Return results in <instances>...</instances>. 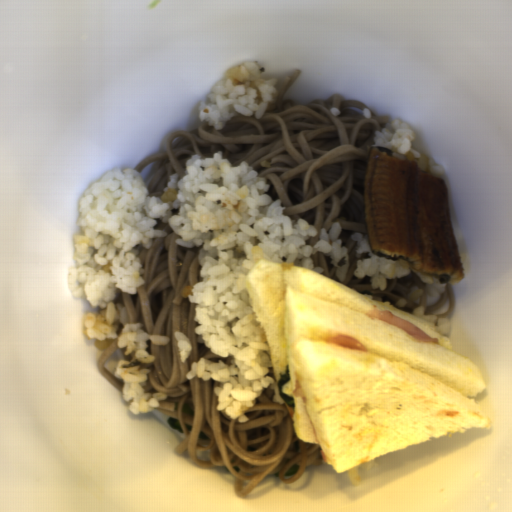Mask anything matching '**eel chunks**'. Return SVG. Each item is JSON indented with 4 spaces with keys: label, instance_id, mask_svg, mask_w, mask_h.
Returning a JSON list of instances; mask_svg holds the SVG:
<instances>
[{
    "label": "eel chunks",
    "instance_id": "1",
    "mask_svg": "<svg viewBox=\"0 0 512 512\" xmlns=\"http://www.w3.org/2000/svg\"><path fill=\"white\" fill-rule=\"evenodd\" d=\"M364 224L371 253L437 281L465 278L444 179L410 159L372 149L364 182Z\"/></svg>",
    "mask_w": 512,
    "mask_h": 512
}]
</instances>
